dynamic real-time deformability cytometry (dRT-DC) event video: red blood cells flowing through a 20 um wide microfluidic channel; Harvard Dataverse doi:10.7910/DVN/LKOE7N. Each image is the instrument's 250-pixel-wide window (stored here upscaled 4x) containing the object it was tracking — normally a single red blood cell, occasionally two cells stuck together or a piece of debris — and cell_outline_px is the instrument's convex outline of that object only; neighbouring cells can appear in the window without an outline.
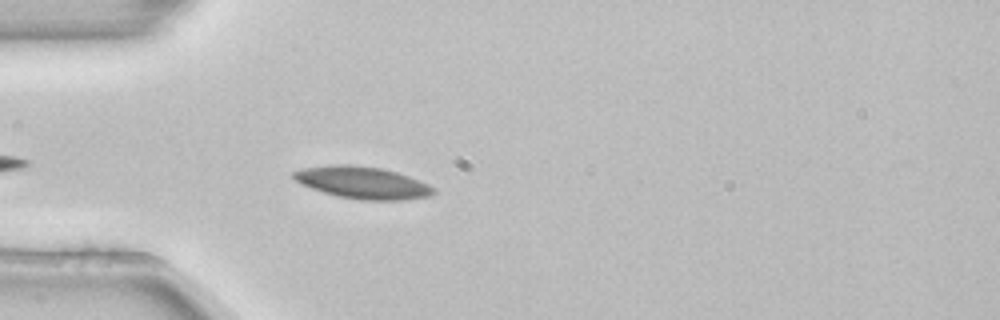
{"species": "common noctule bat (a hibernating species)", "species_latin": "Nyctalus noctula", "temperature_condition": "room temperature", "stored_images_in_passage": 4, "camera_frame_rate_fps": 3000, "um_per_image_px": 0.085, "animal": {"sex": "female", "body_mass_g": 22.7, "forearm_length_mm": 54.2}, "frame": {"image": 1, "passage_image": 4, "time_ms": 1.0, "image_size_px": [1000, 320], "cell_outline_px": [[436, 192], [432, 196], [404, 200], [360, 200], [336, 196], [300, 184], [292, 176], [292, 172], [304, 168], [328, 164], [352, 164], [380, 168], [396, 172], [408, 176], [428, 184], [436, 188]], "centroid_in_image_um": [30.83, 15.52], "position_along_channel_um": 54.2, "area_um2": 26.36}}